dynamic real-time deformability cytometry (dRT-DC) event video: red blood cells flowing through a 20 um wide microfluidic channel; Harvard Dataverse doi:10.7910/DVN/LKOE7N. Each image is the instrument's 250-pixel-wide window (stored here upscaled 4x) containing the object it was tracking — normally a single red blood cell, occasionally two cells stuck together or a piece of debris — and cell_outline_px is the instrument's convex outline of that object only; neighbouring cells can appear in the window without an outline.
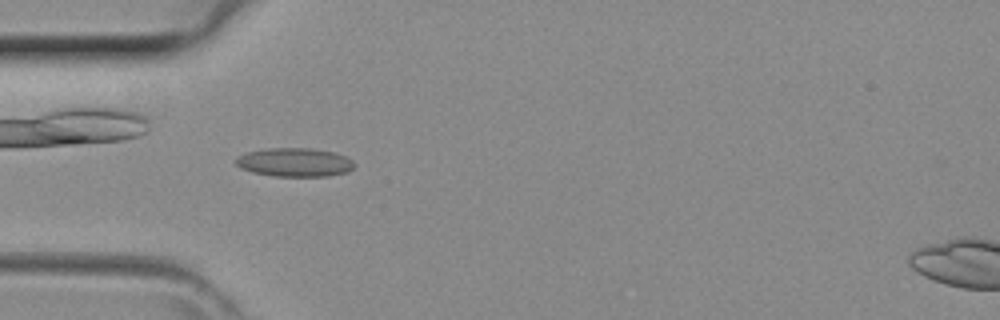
{"species": "common noctule bat (a hibernating species)", "species_latin": "Nyctalus noctula", "temperature_condition": "room temperature", "stored_images_in_passage": 32, "camera_frame_rate_fps": 3000, "um_per_image_px": 0.085, "animal": {"sex": "female", "body_mass_g": 29.2, "forearm_length_mm": 56.3}, "frame": {"image": 1, "passage_image": 7, "time_ms": 2.0, "image_size_px": [1000, 320], "cell_outline_px": [[356, 164], [348, 172], [328, 176], [276, 176], [252, 172], [240, 168], [236, 164], [236, 156], [248, 152], [268, 148], [312, 148], [332, 152], [344, 156], [352, 160]], "centroid_in_image_um": [25.04, 13.8], "position_along_channel_um": 60.0, "area_um2": 19.77}}
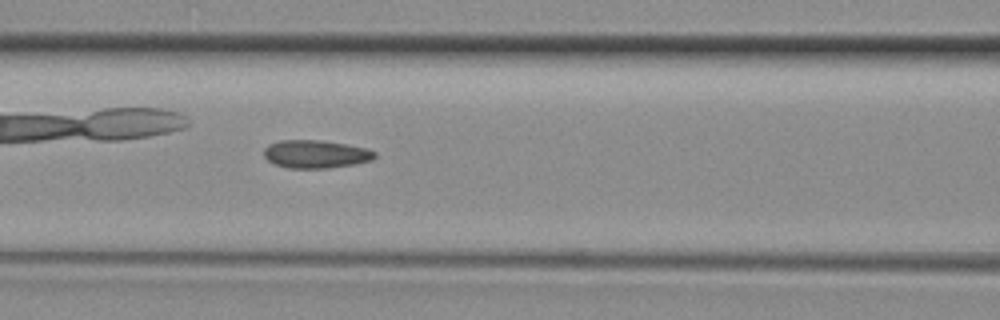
{"frame": {"image": 2, "passage_image": 12, "time_ms": 3.667, "image_size_px": [1000, 320], "cell_outline_px": [[376, 156], [372, 160], [352, 164], [328, 168], [288, 168], [276, 164], [268, 160], [264, 156], [264, 148], [268, 144], [280, 140], [320, 140], [368, 148], [376, 152]], "centroid_in_image_um": [26.83, 13.09], "position_along_channel_um": 139.8, "area_um2": 18.03}}
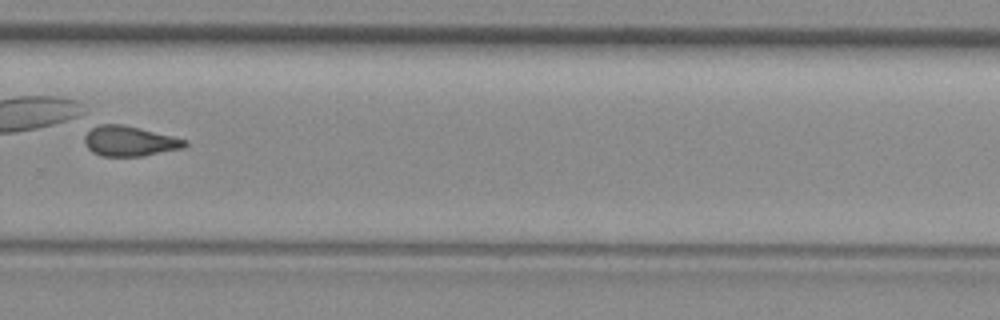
{"frame": {"image": 3, "passage_image": 23, "time_ms": 7.333, "image_size_px": [1000, 320], "cell_outline_px": [[188, 144], [184, 148], [144, 156], [100, 156], [92, 152], [84, 144], [84, 136], [92, 128], [100, 124], [124, 124], [188, 140]], "centroid_in_image_um": [11.02, 12.0], "position_along_channel_um": 318.8, "area_um2": 17.74}}